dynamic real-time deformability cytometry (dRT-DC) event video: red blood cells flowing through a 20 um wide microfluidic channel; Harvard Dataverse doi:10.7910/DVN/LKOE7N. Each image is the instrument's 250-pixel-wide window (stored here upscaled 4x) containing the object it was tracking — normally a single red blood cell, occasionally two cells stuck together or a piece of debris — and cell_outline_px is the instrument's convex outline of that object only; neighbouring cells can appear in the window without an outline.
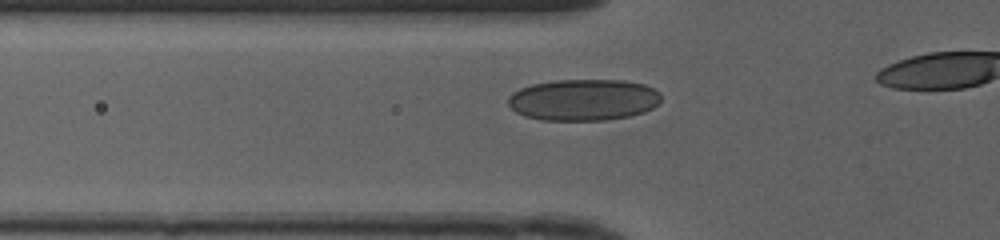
{"species": "human", "species_latin": "Homo sapiens", "temperature_condition": "cold", "stored_images_in_passage": 20, "camera_frame_rate_fps": 3000, "um_per_image_px": 0.085, "donor": {"sex": "female"}, "frame": {"image": 1, "passage_image": 9, "time_ms": 2.667, "image_size_px": [1000, 240], "cell_outline_px": [[660, 100], [652, 108], [644, 112], [628, 116], [604, 120], [540, 120], [524, 116], [516, 112], [508, 104], [508, 96], [512, 92], [520, 88], [532, 84], [556, 80], [624, 80], [644, 84], [660, 92]], "centroid_in_image_um": [49.57, 8.48], "position_along_channel_um": 76.2, "area_um2": 37.05}}
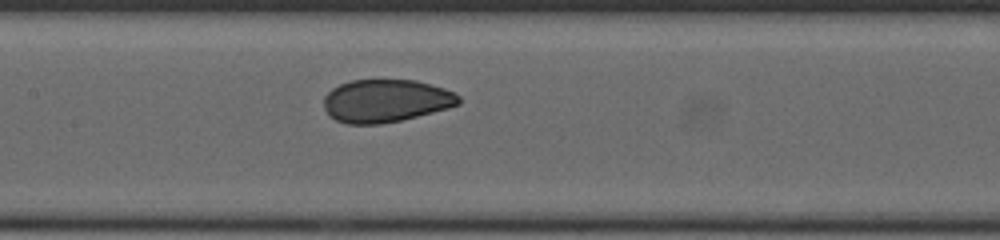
{"frame": {"image": 2, "passage_image": 16, "time_ms": 5.0, "image_size_px": [1000, 240], "cell_outline_px": [[460, 104], [448, 108], [400, 120], [380, 124], [348, 124], [336, 120], [328, 116], [324, 108], [324, 96], [332, 88], [340, 84], [352, 80], [416, 80], [444, 88], [460, 96]], "centroid_in_image_um": [32.77, 8.57], "position_along_channel_um": 174.6, "area_um2": 33.64}}
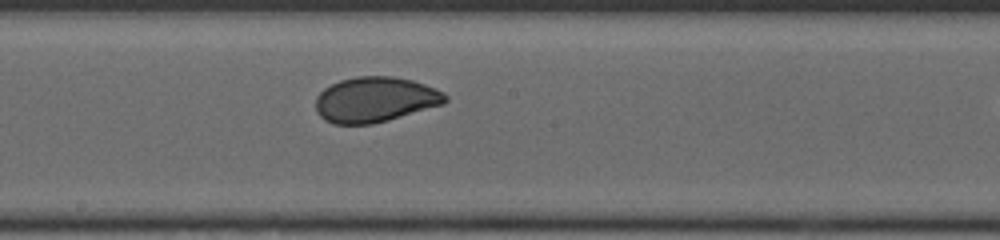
{"frame": {"image": 3, "passage_image": 19, "time_ms": 6.0, "image_size_px": [1000, 240], "cell_outline_px": [[448, 100], [444, 104], [388, 120], [372, 124], [332, 124], [324, 120], [316, 112], [316, 96], [324, 88], [340, 80], [356, 76], [392, 76], [412, 80], [436, 88], [444, 92], [448, 96]], "centroid_in_image_um": [31.89, 8.46], "position_along_channel_um": 216.3, "area_um2": 34.39}}